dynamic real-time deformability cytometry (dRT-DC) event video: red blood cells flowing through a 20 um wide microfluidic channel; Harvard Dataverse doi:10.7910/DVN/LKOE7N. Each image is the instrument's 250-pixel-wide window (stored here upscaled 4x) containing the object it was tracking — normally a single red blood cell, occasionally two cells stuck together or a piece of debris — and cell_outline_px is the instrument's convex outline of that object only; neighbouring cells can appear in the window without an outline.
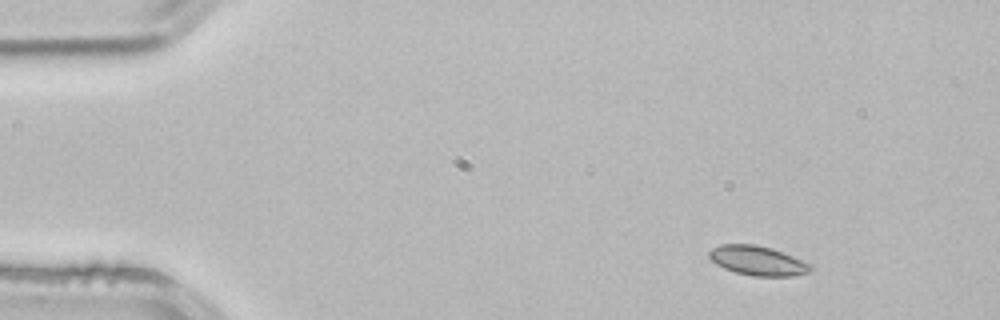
{"species": "common noctule bat (a hibernating species)", "species_latin": "Nyctalus noctula", "temperature_condition": "room temperature", "stored_images_in_passage": 2, "camera_frame_rate_fps": 3000, "um_per_image_px": 0.085, "animal": {"sex": "male", "body_mass_g": 21.5, "forearm_length_mm": 52.0}, "frame": {"image": 1, "passage_image": 1, "time_ms": 0.0, "image_size_px": [1000, 320], "cell_outline_px": [[812, 268], [808, 272], [792, 276], [752, 276], [736, 272], [724, 268], [716, 264], [708, 256], [708, 252], [712, 248], [720, 244], [756, 244], [772, 248], [812, 264]], "centroid_in_image_um": [64.38, 22.15], "position_along_channel_um": 20.6, "area_um2": 17.4}}